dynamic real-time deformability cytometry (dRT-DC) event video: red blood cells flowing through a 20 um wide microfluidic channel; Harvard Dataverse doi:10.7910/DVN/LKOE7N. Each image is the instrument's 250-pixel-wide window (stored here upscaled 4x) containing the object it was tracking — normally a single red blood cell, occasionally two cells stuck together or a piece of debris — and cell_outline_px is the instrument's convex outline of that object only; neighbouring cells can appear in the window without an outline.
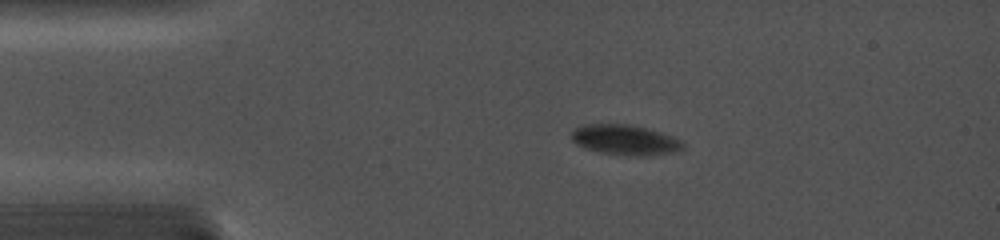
{"species": "common noctule bat (a hibernating species)", "species_latin": "Nyctalus noctula", "temperature_condition": "cold", "stored_images_in_passage": 39, "camera_frame_rate_fps": 5000, "um_per_image_px": 0.085, "animal": {"sex": "female", "body_mass_g": 19.0, "forearm_length_mm": 56.7}, "frame": {"image": 1, "passage_image": 1, "time_ms": 0.0, "image_size_px": [1000, 240], "cell_outline_px": [[684, 148], [676, 152], [652, 156], [636, 156], [600, 152], [584, 148], [576, 144], [572, 140], [572, 132], [576, 128], [584, 124], [628, 124], [648, 128], [672, 136], [680, 140], [684, 144]], "centroid_in_image_um": [53.16, 11.9], "position_along_channel_um": 31.8, "area_um2": 19.71}}
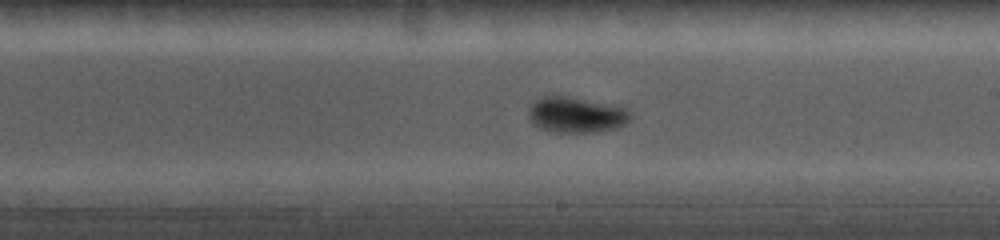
{"frame": {"image": 2, "passage_image": 16, "time_ms": 6.4, "image_size_px": [1000, 240], "cell_outline_px": [[632, 116], [624, 124], [612, 128], [596, 132], [556, 132], [540, 128], [528, 116], [528, 108], [536, 100], [544, 96], [564, 96], [628, 108], [632, 112]], "centroid_in_image_um": [48.98, 9.76], "position_along_channel_um": 240.0, "area_um2": 20.75}}
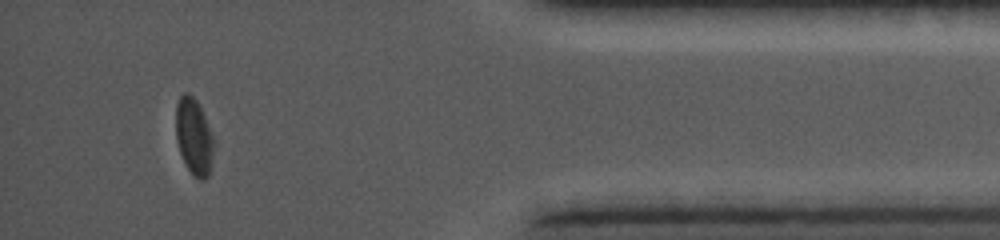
{"frame": {"image": 3, "passage_image": 34, "time_ms": 11.6, "image_size_px": [1000, 240], "cell_outline_px": [[212, 168], [208, 176], [204, 180], [200, 180], [188, 168], [180, 152], [176, 140], [176, 104], [180, 96], [184, 92], [188, 92], [196, 100], [204, 116], [212, 136]], "centroid_in_image_um": [16.46, 11.6], "position_along_channel_um": 418.7, "area_um2": 16.53}}